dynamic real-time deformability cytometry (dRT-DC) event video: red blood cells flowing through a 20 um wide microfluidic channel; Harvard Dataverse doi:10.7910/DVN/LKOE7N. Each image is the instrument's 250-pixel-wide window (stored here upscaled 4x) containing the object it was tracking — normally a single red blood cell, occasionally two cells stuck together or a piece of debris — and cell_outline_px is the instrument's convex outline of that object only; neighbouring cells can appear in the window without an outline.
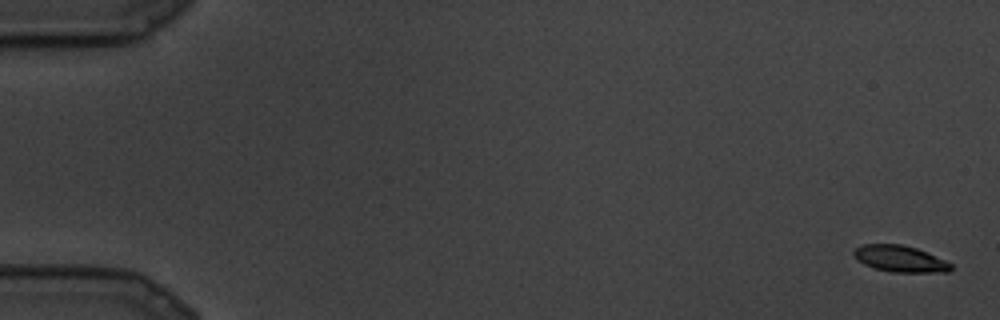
{"species": "common noctule bat (a hibernating species)", "species_latin": "Nyctalus noctula", "temperature_condition": "cold", "stored_images_in_passage": 28, "camera_frame_rate_fps": 3000, "um_per_image_px": 0.085, "animal": {"sex": "male", "body_mass_g": 19.5, "forearm_length_mm": 54.6}, "frame": {"image": 1, "passage_image": 1, "time_ms": 0.0, "image_size_px": [1000, 320], "cell_outline_px": [[952, 268], [948, 272], [892, 272], [876, 268], [864, 264], [856, 260], [852, 252], [860, 244], [900, 244], [916, 248], [944, 260], [952, 264]], "centroid_in_image_um": [76.47, 21.99], "position_along_channel_um": 8.5, "area_um2": 14.85}}
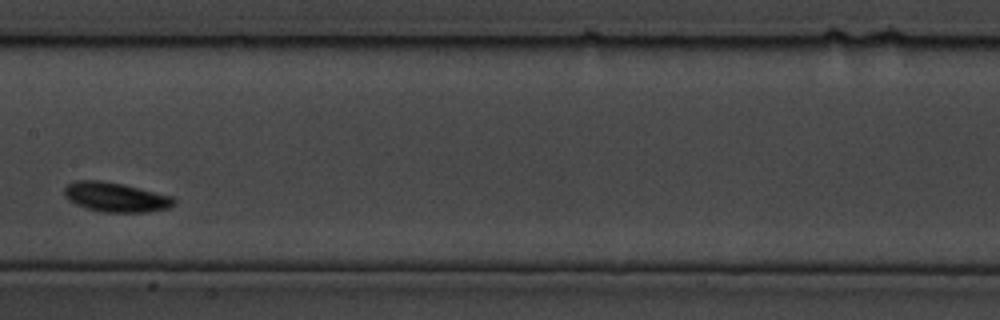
{"frame": {"image": 2, "passage_image": 15, "time_ms": 4.667, "image_size_px": [1000, 320], "cell_outline_px": [[176, 204], [168, 208], [148, 212], [104, 212], [88, 208], [76, 204], [64, 196], [64, 188], [68, 184], [76, 180], [100, 180], [124, 184], [172, 196], [176, 200]], "centroid_in_image_um": [9.85, 16.75], "position_along_channel_um": 197.5, "area_um2": 18.84}}
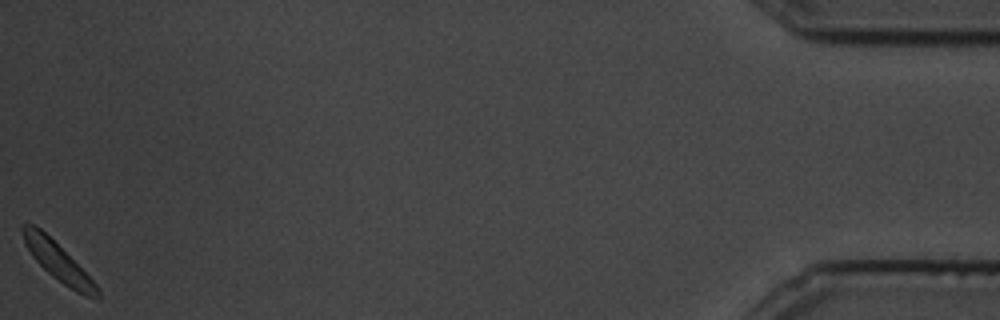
{"frame": {"image": 3, "passage_image": 28, "time_ms": 9.0, "image_size_px": [1000, 320], "cell_outline_px": [[100, 300], [96, 300], [76, 292], [52, 276], [32, 256], [24, 244], [20, 228], [20, 224], [32, 224], [40, 228], [96, 284], [100, 292]], "centroid_in_image_um": [4.89, 22.25], "position_along_channel_um": 430.3, "area_um2": 16.01}}